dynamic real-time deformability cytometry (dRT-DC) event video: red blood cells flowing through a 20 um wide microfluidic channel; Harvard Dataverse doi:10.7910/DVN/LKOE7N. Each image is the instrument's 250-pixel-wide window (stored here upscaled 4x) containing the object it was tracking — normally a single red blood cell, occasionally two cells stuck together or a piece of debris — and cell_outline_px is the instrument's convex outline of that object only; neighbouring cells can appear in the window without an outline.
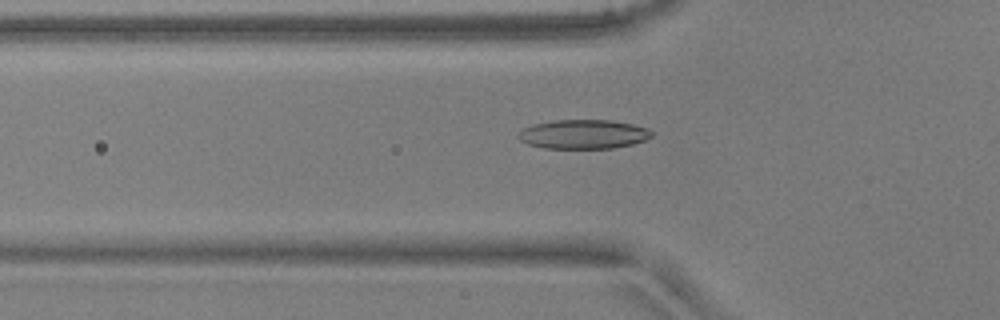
{"species": "common noctule bat (a hibernating species)", "species_latin": "Nyctalus noctula", "temperature_condition": "warm", "stored_images_in_passage": 13, "camera_frame_rate_fps": 3000, "um_per_image_px": 0.085, "animal": {"sex": "male", "body_mass_g": 17.9, "forearm_length_mm": 54.2}, "frame": {"image": 1, "passage_image": 3, "time_ms": 0.667, "image_size_px": [1000, 320], "cell_outline_px": [[652, 136], [644, 140], [632, 144], [612, 148], [544, 148], [528, 144], [520, 140], [516, 136], [520, 128], [532, 124], [552, 120], [612, 120], [632, 124], [648, 128], [652, 132]], "centroid_in_image_um": [49.53, 11.4], "position_along_channel_um": 76.3, "area_um2": 22.83}}
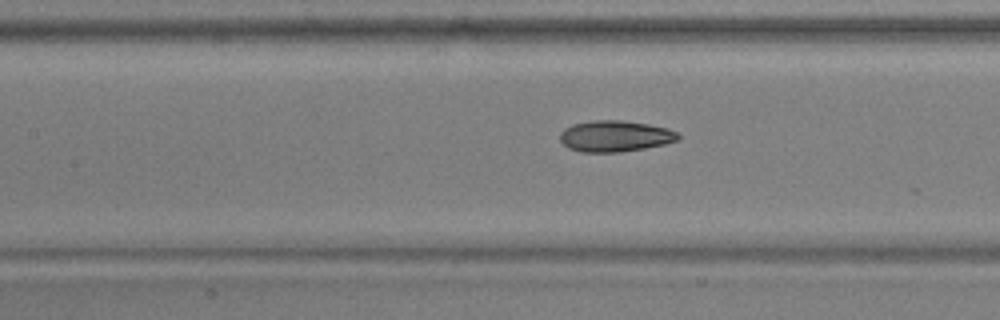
{"frame": {"image": 2, "passage_image": 9, "time_ms": 2.667, "image_size_px": [1000, 320], "cell_outline_px": [[680, 136], [676, 140], [664, 144], [644, 148], [620, 152], [580, 152], [568, 148], [560, 140], [560, 132], [564, 128], [572, 124], [592, 120], [620, 120], [648, 124], [668, 128], [680, 132]], "centroid_in_image_um": [52.26, 11.56], "position_along_channel_um": 155.1, "area_um2": 21.56}}
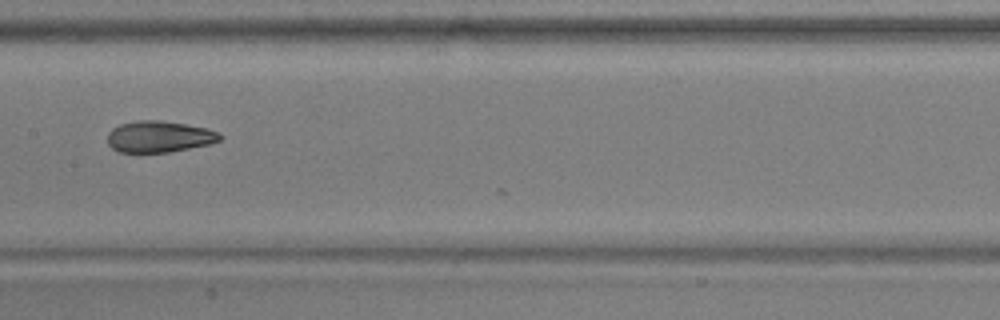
{"frame": {"image": 3, "passage_image": 12, "time_ms": 3.667, "image_size_px": [1000, 320], "cell_outline_px": [[224, 136], [220, 140], [208, 144], [168, 152], [120, 152], [112, 148], [108, 144], [108, 132], [112, 128], [120, 124], [140, 120], [160, 120], [208, 128], [220, 132]], "centroid_in_image_um": [13.54, 11.61], "position_along_channel_um": 193.9, "area_um2": 20.52}}